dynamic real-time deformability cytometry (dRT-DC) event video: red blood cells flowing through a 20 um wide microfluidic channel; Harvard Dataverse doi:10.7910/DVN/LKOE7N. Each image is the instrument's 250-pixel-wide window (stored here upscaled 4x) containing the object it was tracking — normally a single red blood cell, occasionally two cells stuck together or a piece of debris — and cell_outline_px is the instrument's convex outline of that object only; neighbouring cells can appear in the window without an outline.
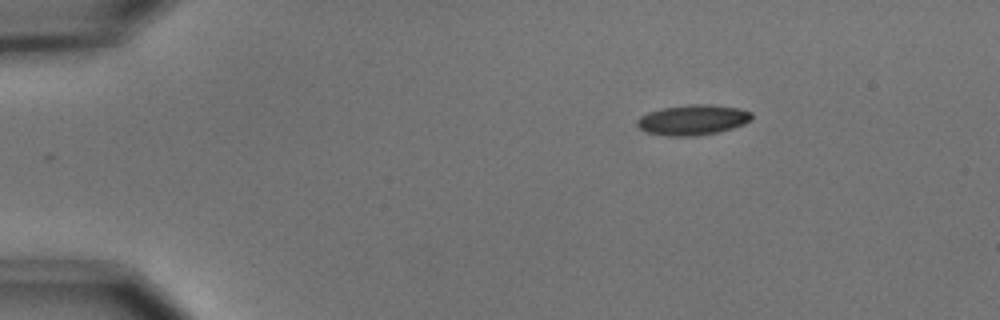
{"species": "common noctule bat (a hibernating species)", "species_latin": "Nyctalus noctula", "temperature_condition": "cold", "stored_images_in_passage": 47, "camera_frame_rate_fps": 3000, "um_per_image_px": 0.085, "animal": {"sex": "male", "body_mass_g": 15.6}, "frame": {"image": 1, "passage_image": 1, "time_ms": 0.0, "image_size_px": [1000, 320], "cell_outline_px": [[752, 120], [744, 124], [732, 128], [716, 132], [696, 136], [668, 136], [648, 132], [640, 128], [636, 124], [636, 120], [640, 116], [648, 112], [660, 108], [688, 104], [712, 104], [740, 108], [752, 112]], "centroid_in_image_um": [58.9, 10.17], "position_along_channel_um": 26.1, "area_um2": 20.4}}
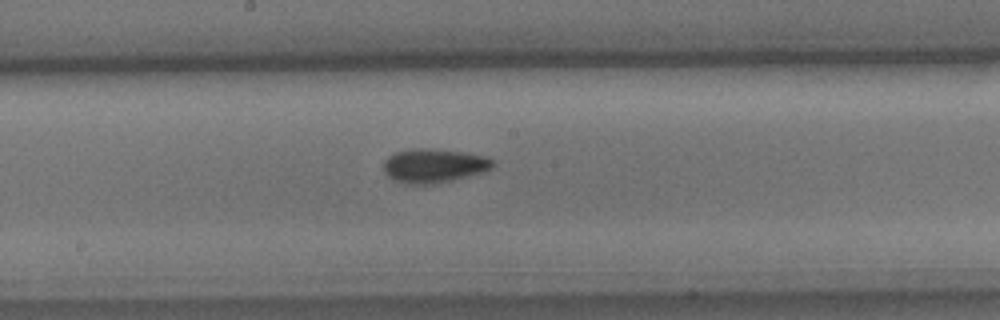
{"frame": {"image": 2, "passage_image": 22, "time_ms": 7.0, "image_size_px": [1000, 320], "cell_outline_px": [[496, 164], [492, 168], [480, 172], [452, 180], [436, 184], [408, 184], [392, 180], [384, 172], [384, 160], [388, 156], [396, 152], [416, 148], [428, 148], [464, 152], [488, 156], [496, 160]], "centroid_in_image_um": [36.89, 14.08], "position_along_channel_um": 211.3, "area_um2": 21.79}}
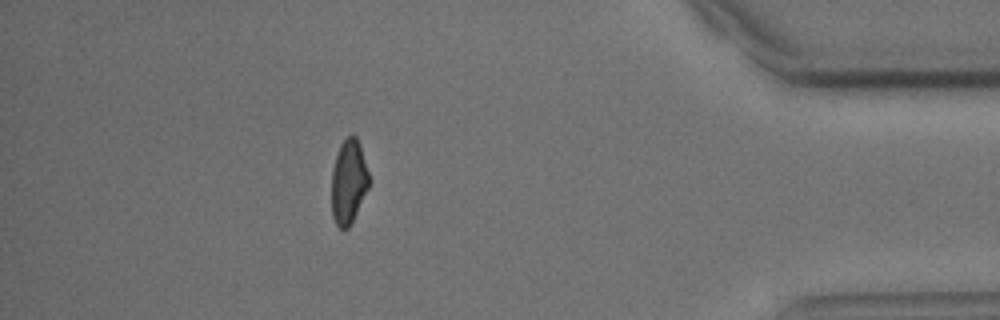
{"frame": {"image": 3, "passage_image": 41, "time_ms": 13.333, "image_size_px": [1000, 320], "cell_outline_px": [[368, 188], [348, 228], [340, 228], [336, 224], [332, 216], [332, 168], [340, 144], [352, 132], [356, 136], [360, 144], [368, 172]], "centroid_in_image_um": [29.61, 15.4], "position_along_channel_um": 405.6, "area_um2": 18.09}, "authors_computed_cell_mechanics": {"area_um2": 20.1722, "velocity_mm_per_s": 3.7018, "shape_relaxation_time_tau1_ms": 4.1335, "shape_relaxation_time_tau2_ms": 7.2293, "deformation_change_tau1": 0.1143, "deformation_change_tau2": 0.1187}}